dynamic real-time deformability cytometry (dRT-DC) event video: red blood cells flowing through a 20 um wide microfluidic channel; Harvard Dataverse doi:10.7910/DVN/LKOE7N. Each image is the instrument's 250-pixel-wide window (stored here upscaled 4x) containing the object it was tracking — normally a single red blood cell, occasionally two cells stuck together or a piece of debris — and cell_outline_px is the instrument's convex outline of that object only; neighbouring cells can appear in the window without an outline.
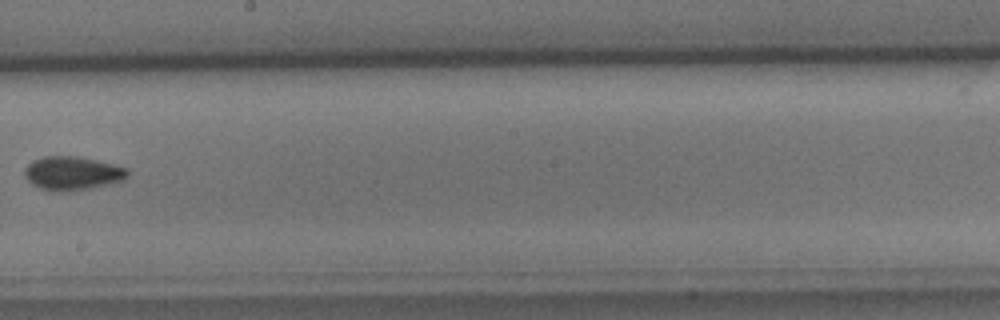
{"species": "common noctule bat (a hibernating species)", "species_latin": "Nyctalus noctula", "temperature_condition": "cold", "stored_images_in_passage": 9, "camera_frame_rate_fps": 3000, "um_per_image_px": 0.085, "animal": {"sex": "male", "body_mass_g": 15.6}, "frame": {"image": 1, "passage_image": 8, "time_ms": 9.333, "image_size_px": [1000, 320], "cell_outline_px": [[128, 176], [124, 180], [92, 188], [64, 192], [56, 192], [40, 188], [32, 184], [24, 176], [24, 168], [32, 160], [44, 156], [76, 156], [96, 160], [128, 168]], "centroid_in_image_um": [6.13, 14.73], "position_along_channel_um": 242.1, "area_um2": 20.35}}
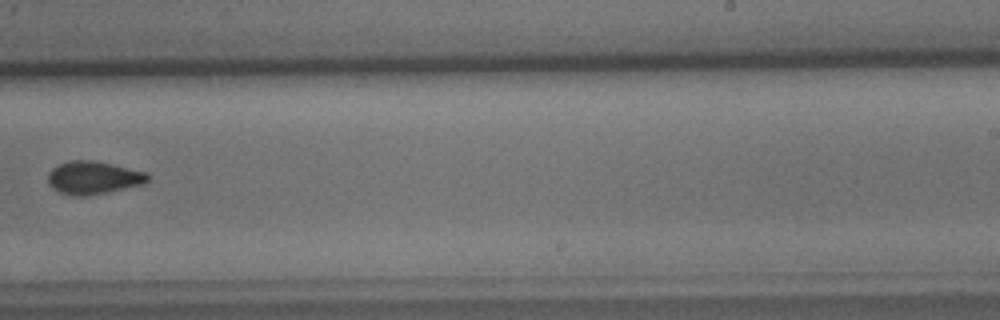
{"frame": {"image": 2, "passage_image": 9, "time_ms": 10.333, "image_size_px": [1000, 320], "cell_outline_px": [[148, 180], [144, 184], [88, 196], [72, 196], [60, 192], [52, 188], [48, 184], [48, 172], [52, 168], [68, 160], [96, 160], [148, 172]], "centroid_in_image_um": [7.93, 15.1], "position_along_channel_um": 281.1, "area_um2": 19.36}}